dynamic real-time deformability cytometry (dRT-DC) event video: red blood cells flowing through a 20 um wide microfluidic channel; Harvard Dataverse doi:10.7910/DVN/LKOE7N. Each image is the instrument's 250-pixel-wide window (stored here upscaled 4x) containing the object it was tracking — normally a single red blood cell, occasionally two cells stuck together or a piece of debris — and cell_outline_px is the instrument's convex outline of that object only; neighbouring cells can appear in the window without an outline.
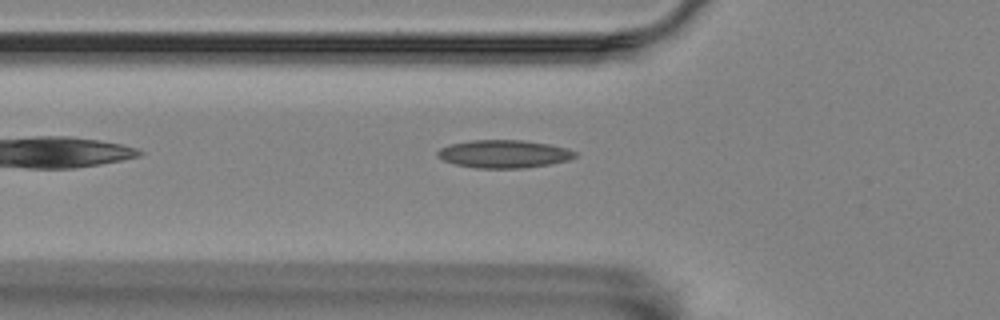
{"species": "Egyptian fruit bat (a non-hibernating species)", "species_latin": "Rousettus aegyptiacus", "temperature_condition": "room temperature", "stored_images_in_passage": 4, "segment_of_instrument_passage": [1, 2], "camera_frame_rate_fps": 3000, "um_per_image_px": 0.085, "animal": {"sex": "female"}, "frame": {"image": 1, "passage_image": 2, "time_ms": 0.333, "image_size_px": [1000, 320], "cell_outline_px": [[576, 156], [568, 160], [548, 164], [524, 168], [476, 168], [456, 164], [444, 160], [436, 156], [436, 152], [440, 148], [452, 144], [472, 140], [524, 140], [548, 144], [568, 148], [576, 152]], "centroid_in_image_um": [42.83, 13.08], "position_along_channel_um": 83.0, "area_um2": 22.25}}
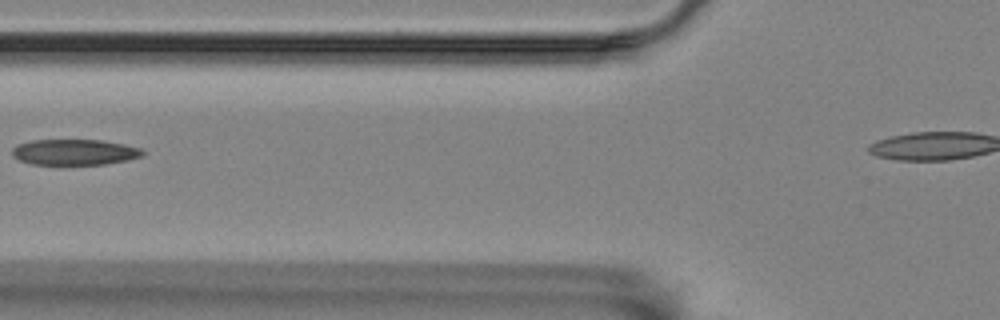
{"frame": {"image": 2, "passage_image": 3, "time_ms": 0.667, "image_size_px": [1000, 320], "cell_outline_px": [[144, 156], [128, 160], [104, 164], [60, 168], [32, 164], [20, 160], [12, 156], [12, 148], [16, 144], [32, 140], [100, 140], [124, 144], [140, 148], [144, 152]], "centroid_in_image_um": [6.29, 12.98], "position_along_channel_um": 119.5, "area_um2": 20.63}}